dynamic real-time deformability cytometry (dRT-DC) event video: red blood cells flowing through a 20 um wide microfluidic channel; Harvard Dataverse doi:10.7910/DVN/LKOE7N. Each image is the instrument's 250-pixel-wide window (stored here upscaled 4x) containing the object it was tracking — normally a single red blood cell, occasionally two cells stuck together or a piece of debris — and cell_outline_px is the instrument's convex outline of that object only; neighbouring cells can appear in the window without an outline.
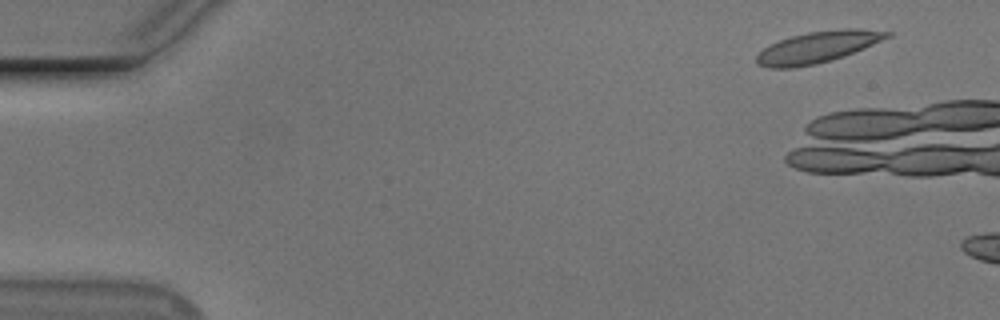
{"species": "Egyptian fruit bat (a non-hibernating species)", "species_latin": "Rousettus aegyptiacus", "temperature_condition": "cold", "stored_images_in_passage": 6, "camera_frame_rate_fps": 3000, "um_per_image_px": 0.085, "animal": {"sex": "male"}, "frame": {"image": 1, "passage_image": 1, "time_ms": 0.0, "image_size_px": [1000, 320], "cell_outline_px": [[892, 36], [864, 48], [844, 56], [816, 64], [792, 68], [768, 68], [756, 64], [756, 56], [764, 48], [780, 40], [792, 36], [808, 32], [844, 28], [856, 28], [892, 32]], "centroid_in_image_um": [69.51, 4.0], "position_along_channel_um": 15.5, "area_um2": 23.76}}